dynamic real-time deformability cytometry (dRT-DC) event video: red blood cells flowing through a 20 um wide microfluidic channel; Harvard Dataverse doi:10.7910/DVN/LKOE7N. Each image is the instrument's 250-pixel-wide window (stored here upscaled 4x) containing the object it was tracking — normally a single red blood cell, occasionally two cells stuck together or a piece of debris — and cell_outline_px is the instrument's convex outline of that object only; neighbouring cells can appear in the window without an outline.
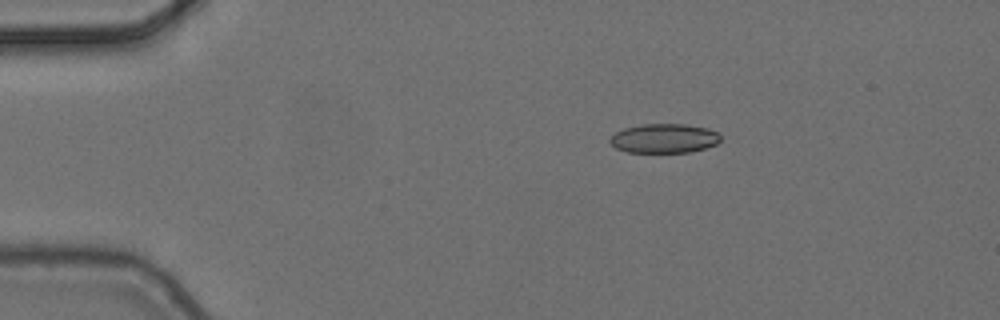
{"species": "common noctule bat (a hibernating species)", "species_latin": "Nyctalus noctula", "temperature_condition": "cold", "stored_images_in_passage": 5, "camera_frame_rate_fps": 3000, "um_per_image_px": 0.085, "animal": {"sex": "female", "body_mass_g": 24.6, "forearm_length_mm": 56.2}, "frame": {"image": 1, "passage_image": 3, "time_ms": 0.667, "image_size_px": [1000, 320], "cell_outline_px": [[720, 140], [716, 144], [704, 148], [688, 152], [628, 152], [616, 148], [608, 140], [616, 132], [624, 128], [640, 124], [684, 124], [708, 128], [716, 132], [720, 136]], "centroid_in_image_um": [56.44, 11.75], "position_along_channel_um": 28.6, "area_um2": 18.73}}